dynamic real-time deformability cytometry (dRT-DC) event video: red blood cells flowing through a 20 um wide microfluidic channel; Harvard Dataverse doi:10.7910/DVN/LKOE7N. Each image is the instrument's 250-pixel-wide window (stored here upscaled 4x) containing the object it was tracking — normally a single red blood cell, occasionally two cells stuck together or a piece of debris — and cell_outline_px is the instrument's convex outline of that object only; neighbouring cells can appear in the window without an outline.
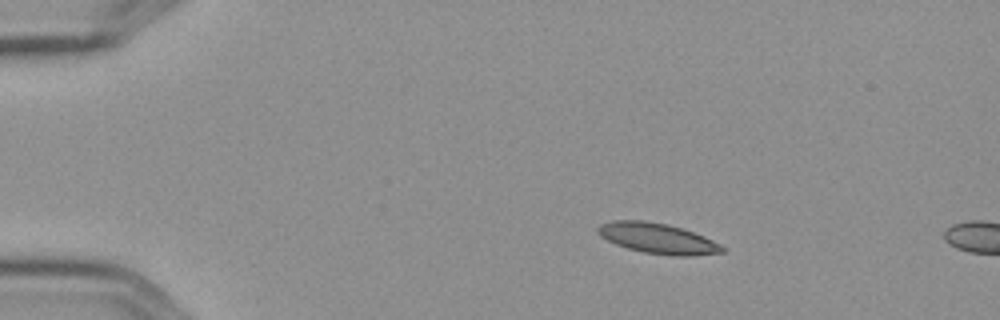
{"species": "Egyptian fruit bat (a non-hibernating species)", "species_latin": "Rousettus aegyptiacus", "temperature_condition": "cold", "stored_images_in_passage": 3, "camera_frame_rate_fps": 3000, "um_per_image_px": 0.085, "frame": {"image": 1, "passage_image": 2, "time_ms": 0.333, "image_size_px": [1000, 320], "cell_outline_px": [[724, 252], [692, 256], [676, 256], [644, 252], [628, 248], [616, 244], [600, 236], [596, 232], [596, 228], [600, 224], [612, 220], [644, 220], [668, 224], [704, 236], [720, 244], [724, 248]], "centroid_in_image_um": [55.87, 20.25], "position_along_channel_um": 29.1, "area_um2": 21.96}}